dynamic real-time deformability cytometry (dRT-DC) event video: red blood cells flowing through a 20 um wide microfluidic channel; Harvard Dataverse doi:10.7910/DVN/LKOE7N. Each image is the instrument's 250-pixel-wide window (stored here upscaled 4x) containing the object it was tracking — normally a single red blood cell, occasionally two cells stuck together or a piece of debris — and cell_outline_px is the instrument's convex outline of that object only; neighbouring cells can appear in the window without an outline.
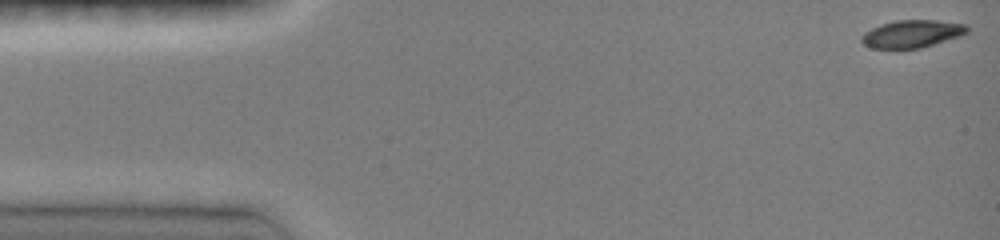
{"species": "common noctule bat (a hibernating species)", "species_latin": "Nyctalus noctula", "temperature_condition": "room temperature", "stored_images_in_passage": 46, "camera_frame_rate_fps": 3000, "um_per_image_px": 0.085, "animal": {"sex": "female", "body_mass_g": 19.0, "forearm_length_mm": 51.5}, "frame": {"image": 1, "passage_image": 1, "time_ms": 0.0, "image_size_px": [1000, 240], "cell_outline_px": [[968, 32], [960, 36], [920, 48], [872, 48], [864, 44], [860, 40], [860, 36], [864, 32], [880, 24], [896, 20], [936, 20], [968, 24]], "centroid_in_image_um": [77.51, 2.86], "position_along_channel_um": 7.5, "area_um2": 16.99}}
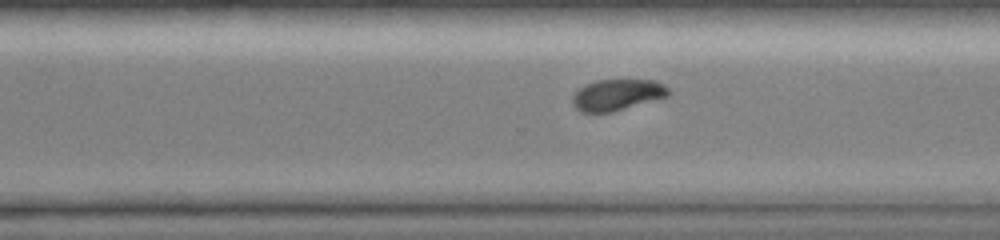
{"frame": {"image": 2, "passage_image": 33, "time_ms": 10.667, "image_size_px": [1000, 240], "cell_outline_px": [[672, 92], [668, 96], [612, 112], [580, 112], [572, 104], [572, 96], [584, 84], [596, 80], [656, 80], [664, 84]], "centroid_in_image_um": [52.46, 8.05], "position_along_channel_um": 318.1, "area_um2": 17.51}}
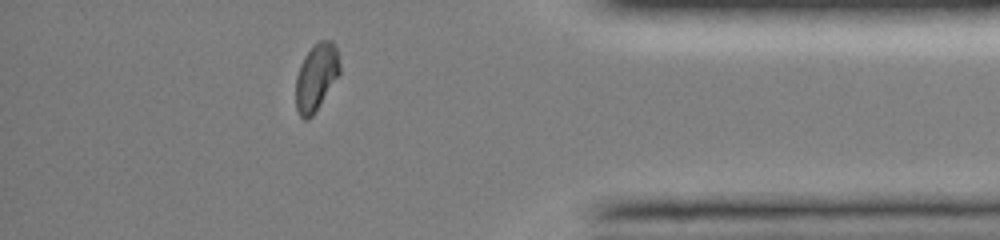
{"frame": {"image": 3, "passage_image": 42, "time_ms": 13.333, "image_size_px": [1000, 240], "cell_outline_px": [[340, 72], [312, 116], [308, 120], [304, 120], [300, 116], [296, 108], [296, 76], [300, 64], [304, 56], [320, 40], [332, 40], [336, 48], [340, 64]], "centroid_in_image_um": [26.86, 6.55], "position_along_channel_um": 408.3, "area_um2": 16.88}, "authors_computed_cell_mechanics": {"area_um2": 18.2648, "velocity_mm_per_s": 4.0336, "shape_relaxation_time_tau1_ms": 3.3303, "shape_relaxation_time_tau2_ms": 5.4379, "deformation_change_tau1": 0.12, "deformation_change_tau2": 0.0587}}